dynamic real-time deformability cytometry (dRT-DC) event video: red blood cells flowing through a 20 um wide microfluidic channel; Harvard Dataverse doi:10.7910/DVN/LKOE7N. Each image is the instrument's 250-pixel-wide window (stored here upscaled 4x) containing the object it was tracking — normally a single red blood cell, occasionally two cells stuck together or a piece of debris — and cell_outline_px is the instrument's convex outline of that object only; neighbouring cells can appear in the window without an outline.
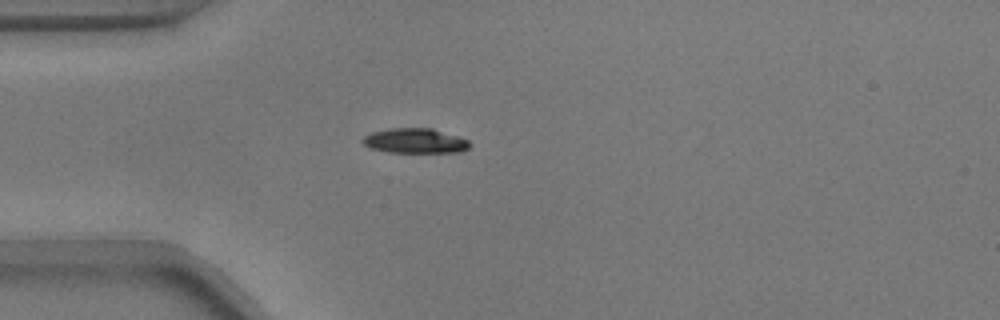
{"species": "common noctule bat (a hibernating species)", "species_latin": "Nyctalus noctula", "temperature_condition": "warm", "stored_images_in_passage": 40, "camera_frame_rate_fps": 3000, "um_per_image_px": 0.085, "animal": {"sex": "male", "body_mass_g": 17.9}, "frame": {"image": 1, "passage_image": 1, "time_ms": 0.0, "image_size_px": [1000, 320], "cell_outline_px": [[472, 144], [468, 148], [460, 152], [388, 152], [372, 148], [364, 144], [360, 140], [364, 136], [372, 132], [392, 128], [432, 128], [468, 140]], "centroid_in_image_um": [35.28, 11.97], "position_along_channel_um": 49.7, "area_um2": 15.37}}
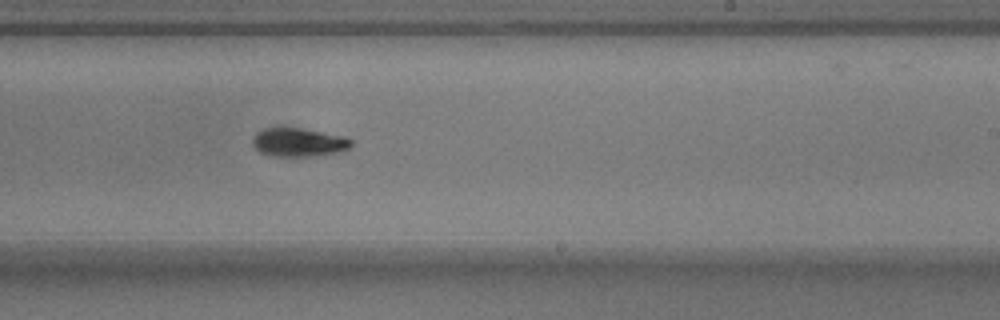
{"frame": {"image": 2, "passage_image": 19, "time_ms": 6.0, "image_size_px": [1000, 320], "cell_outline_px": [[352, 144], [348, 148], [340, 152], [308, 156], [272, 156], [260, 152], [252, 144], [252, 140], [256, 132], [264, 128], [300, 128], [348, 136], [352, 140]], "centroid_in_image_um": [25.4, 12.09], "position_along_channel_um": 263.6, "area_um2": 16.47}}
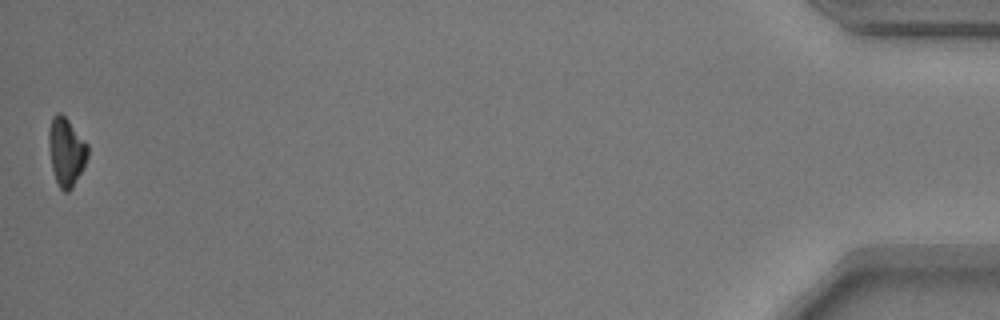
{"frame": {"image": 3, "passage_image": 40, "time_ms": 13.0, "image_size_px": [1000, 320], "cell_outline_px": [[88, 156], [84, 168], [72, 188], [68, 192], [64, 192], [60, 188], [56, 180], [52, 168], [48, 144], [48, 132], [52, 116], [56, 112], [60, 112], [68, 120], [88, 144]], "centroid_in_image_um": [5.63, 12.89], "position_along_channel_um": 429.6, "area_um2": 15.61}, "authors_computed_cell_mechanics": {"area_um2": 16.0684, "velocity_mm_per_s": 3.7376, "shape_relaxation_time_tau1_ms": 2.3491, "shape_relaxation_time_tau2_ms": 5.6037, "deformation_change_tau1": 0.148, "deformation_change_tau2": 0.1342}}